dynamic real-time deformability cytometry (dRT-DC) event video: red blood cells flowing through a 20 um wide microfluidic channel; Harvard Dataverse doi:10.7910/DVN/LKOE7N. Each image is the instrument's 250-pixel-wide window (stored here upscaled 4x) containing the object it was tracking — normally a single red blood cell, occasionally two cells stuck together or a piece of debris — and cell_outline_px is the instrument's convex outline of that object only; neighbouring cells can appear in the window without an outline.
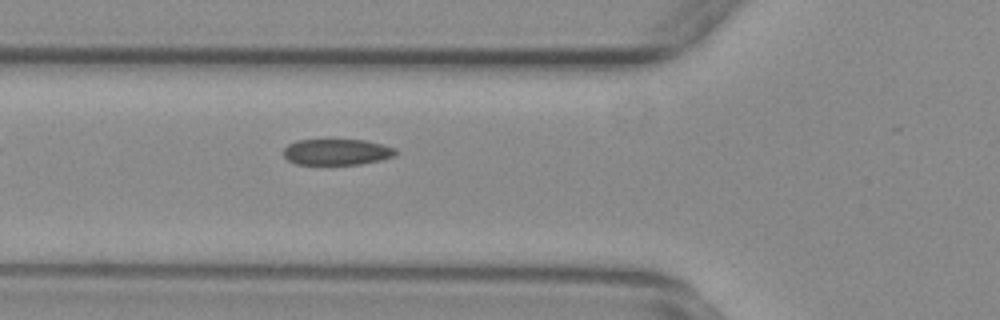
{"species": "common noctule bat (a hibernating species)", "species_latin": "Nyctalus noctula", "temperature_condition": "warm", "stored_images_in_passage": 38, "camera_frame_rate_fps": 3000, "um_per_image_px": 0.085, "animal": {"sex": "female", "body_mass_g": 29.2, "forearm_length_mm": 56.3}, "frame": {"image": 1, "passage_image": 3, "time_ms": 0.667, "image_size_px": [1000, 320], "cell_outline_px": [[396, 156], [380, 160], [360, 164], [296, 164], [288, 160], [284, 156], [284, 148], [288, 144], [296, 140], [364, 140], [396, 148]], "centroid_in_image_um": [28.62, 12.92], "position_along_channel_um": 97.2, "area_um2": 16.94}}
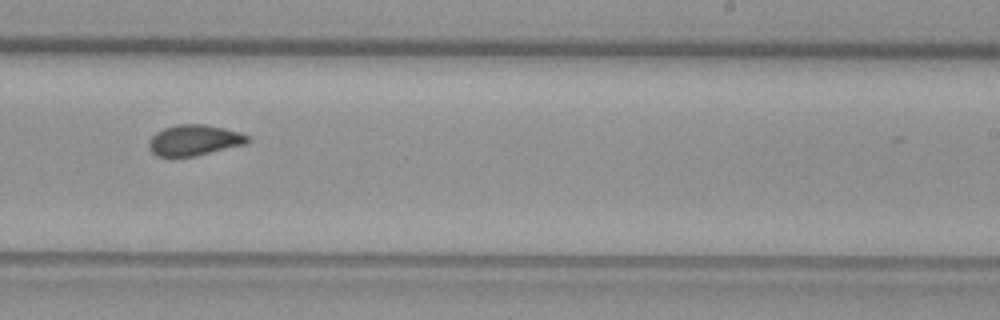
{"frame": {"image": 2, "passage_image": 17, "time_ms": 5.333, "image_size_px": [1000, 320], "cell_outline_px": [[252, 140], [248, 144], [196, 156], [172, 160], [156, 156], [148, 148], [148, 140], [156, 132], [164, 128], [176, 124], [204, 124], [224, 128], [240, 132], [252, 136]], "centroid_in_image_um": [16.51, 11.96], "position_along_channel_um": 272.5, "area_um2": 18.67}}
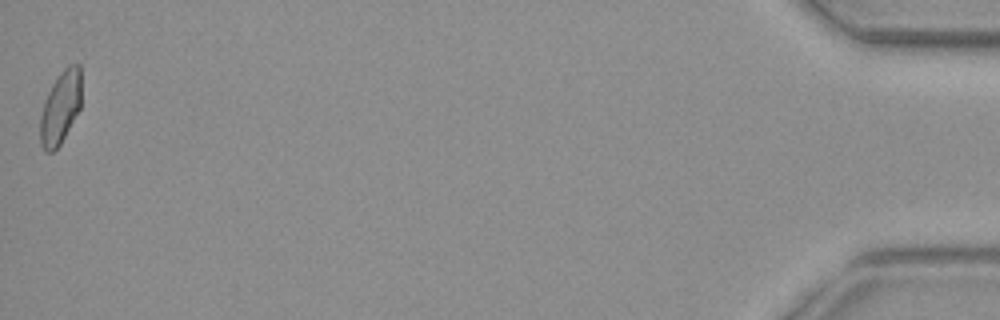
{"frame": {"image": 3, "passage_image": 38, "time_ms": 12.333, "image_size_px": [1000, 320], "cell_outline_px": [[80, 108], [60, 144], [52, 152], [44, 152], [40, 144], [40, 116], [44, 100], [52, 84], [60, 72], [68, 64], [80, 64]], "centroid_in_image_um": [5.11, 9.14], "position_along_channel_um": 430.1, "area_um2": 17.4}}